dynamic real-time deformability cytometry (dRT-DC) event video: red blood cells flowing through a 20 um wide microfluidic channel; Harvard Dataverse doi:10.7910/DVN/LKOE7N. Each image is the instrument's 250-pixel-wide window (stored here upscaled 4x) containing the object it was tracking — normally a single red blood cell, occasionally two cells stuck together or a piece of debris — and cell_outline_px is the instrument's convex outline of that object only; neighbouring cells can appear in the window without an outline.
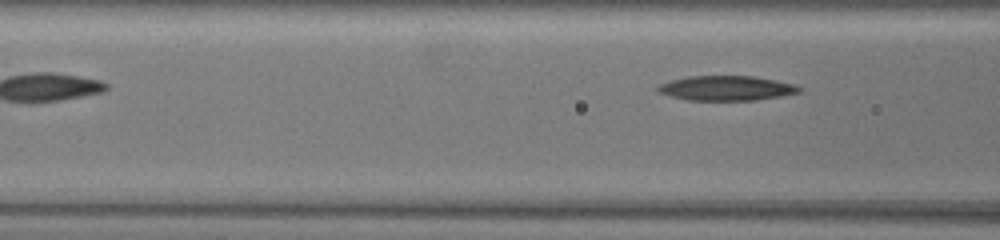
{"species": "common noctule bat (a hibernating species)", "species_latin": "Nyctalus noctula", "temperature_condition": "warm", "stored_images_in_passage": 31, "camera_frame_rate_fps": 3000, "um_per_image_px": 0.085, "animal": {"sex": "female", "body_mass_g": 19.5, "forearm_length_mm": 54.1}, "frame": {"image": 1, "passage_image": 6, "time_ms": 1.667, "image_size_px": [1000, 240], "cell_outline_px": [[800, 92], [780, 96], [756, 100], [688, 100], [672, 96], [660, 92], [656, 88], [660, 84], [672, 80], [688, 76], [752, 76], [776, 80], [792, 84], [800, 88]], "centroid_in_image_um": [61.74, 7.49], "position_along_channel_um": 104.9, "area_um2": 20.06}}
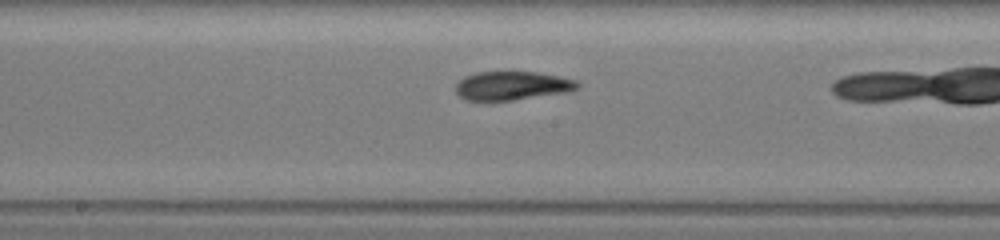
{"frame": {"image": 2, "passage_image": 15, "time_ms": 4.667, "image_size_px": [1000, 240], "cell_outline_px": [[580, 84], [576, 88], [568, 92], [512, 100], [464, 100], [456, 92], [456, 84], [464, 76], [476, 72], [536, 72], [560, 76], [576, 80]], "centroid_in_image_um": [43.52, 7.28], "position_along_channel_um": 204.7, "area_um2": 20.29}}
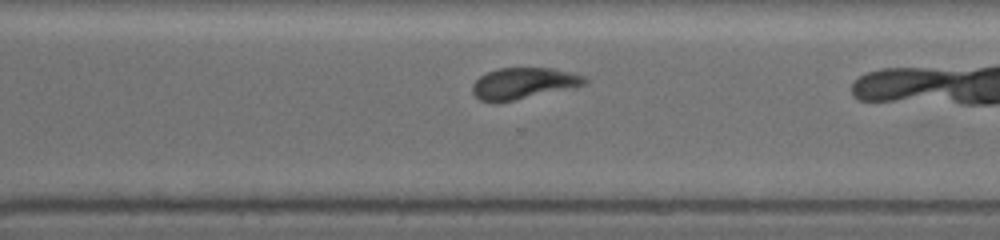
{"frame": {"image": 3, "passage_image": 26, "time_ms": 8.333, "image_size_px": [1000, 240], "cell_outline_px": [[588, 84], [516, 100], [480, 100], [472, 92], [472, 84], [480, 76], [488, 72], [500, 68], [552, 68], [584, 76], [588, 80]], "centroid_in_image_um": [44.52, 7.06], "position_along_channel_um": 326.1, "area_um2": 20.0}}